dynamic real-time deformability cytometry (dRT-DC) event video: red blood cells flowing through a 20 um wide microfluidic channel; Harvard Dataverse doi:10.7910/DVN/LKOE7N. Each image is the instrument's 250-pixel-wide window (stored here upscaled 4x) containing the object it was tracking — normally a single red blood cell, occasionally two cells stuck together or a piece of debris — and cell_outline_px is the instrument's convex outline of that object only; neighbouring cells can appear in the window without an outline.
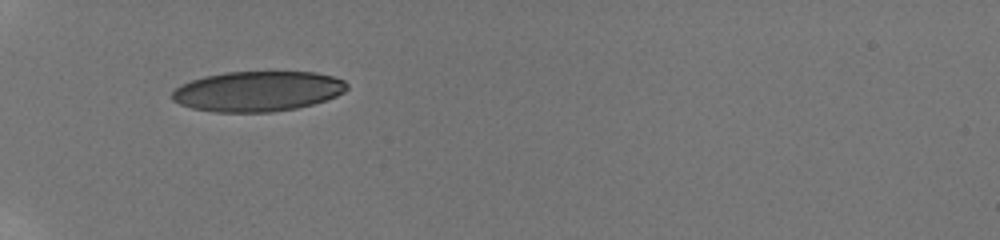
{"species": "human", "species_latin": "Homo sapiens", "temperature_condition": "room temperature", "stored_images_in_passage": 4, "camera_frame_rate_fps": 3000, "um_per_image_px": 0.085, "donor": {"sex": "male"}, "frame": {"image": 1, "passage_image": 1, "time_ms": 0.0, "image_size_px": [1000, 240], "cell_outline_px": [[348, 88], [344, 92], [336, 96], [312, 104], [296, 108], [272, 112], [216, 112], [192, 108], [180, 104], [172, 100], [172, 92], [180, 84], [204, 76], [224, 72], [316, 72], [332, 76], [344, 80], [348, 84]], "centroid_in_image_um": [21.9, 7.75], "position_along_channel_um": 63.1, "area_um2": 40.98}}
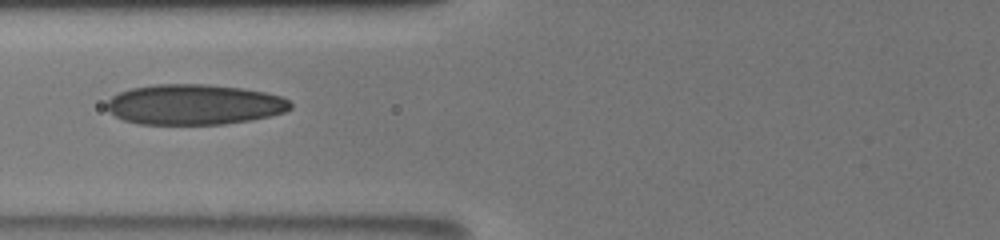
{"frame": {"image": 2, "passage_image": 3, "time_ms": 1.667, "image_size_px": [1000, 240], "cell_outline_px": [[292, 108], [284, 112], [252, 120], [224, 124], [136, 124], [124, 120], [116, 116], [108, 108], [108, 100], [112, 96], [120, 92], [132, 88], [156, 84], [208, 84], [240, 88], [264, 92], [280, 96], [288, 100], [292, 104]], "centroid_in_image_um": [16.52, 8.89], "position_along_channel_um": 109.3, "area_um2": 43.06}}